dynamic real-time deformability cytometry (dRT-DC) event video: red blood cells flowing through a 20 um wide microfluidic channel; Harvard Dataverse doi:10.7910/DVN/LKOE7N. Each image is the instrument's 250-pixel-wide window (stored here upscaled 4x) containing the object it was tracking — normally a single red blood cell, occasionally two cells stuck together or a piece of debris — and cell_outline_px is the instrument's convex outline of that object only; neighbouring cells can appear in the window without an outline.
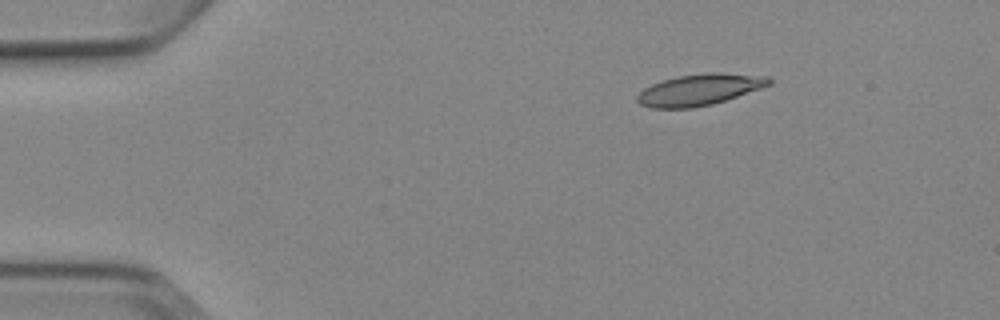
{"species": "Egyptian fruit bat (a non-hibernating species)", "species_latin": "Rousettus aegyptiacus", "temperature_condition": "cold", "stored_images_in_passage": 5, "camera_frame_rate_fps": 3000, "um_per_image_px": 0.085, "animal": {"sex": "female"}, "frame": {"image": 1, "passage_image": 3, "time_ms": 2.333, "image_size_px": [1000, 320], "cell_outline_px": [[772, 84], [712, 104], [692, 108], [652, 108], [640, 104], [636, 100], [636, 96], [644, 88], [652, 84], [676, 76], [704, 72], [720, 72], [768, 76], [772, 80]], "centroid_in_image_um": [59.45, 7.61], "position_along_channel_um": 25.6, "area_um2": 24.04}}